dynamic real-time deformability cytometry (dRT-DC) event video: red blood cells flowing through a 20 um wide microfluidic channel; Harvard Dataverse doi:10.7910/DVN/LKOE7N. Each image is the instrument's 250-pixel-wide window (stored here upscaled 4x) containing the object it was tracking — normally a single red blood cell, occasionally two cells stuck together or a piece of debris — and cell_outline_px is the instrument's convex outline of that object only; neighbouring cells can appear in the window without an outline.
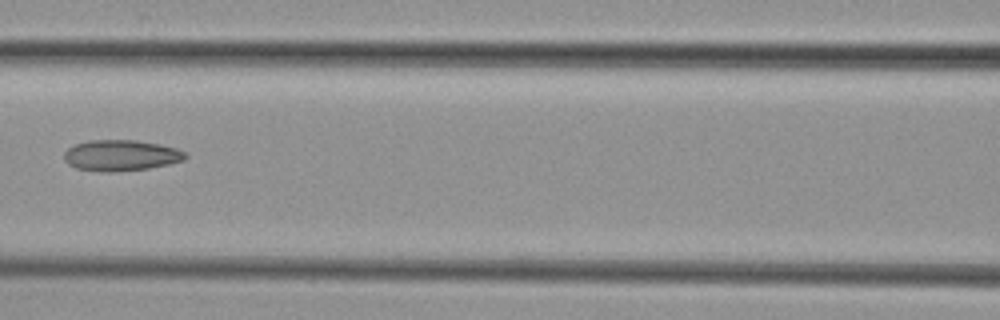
{"species": "common noctule bat (a hibernating species)", "species_latin": "Nyctalus noctula", "temperature_condition": "cold", "stored_images_in_passage": 6, "camera_frame_rate_fps": 3000, "um_per_image_px": 0.085, "animal": {"sex": "female", "body_mass_g": 29.2, "forearm_length_mm": 56.3}, "frame": {"image": 1, "passage_image": 5, "time_ms": 5.667, "image_size_px": [1000, 320], "cell_outline_px": [[188, 156], [184, 160], [168, 164], [148, 168], [108, 172], [76, 168], [68, 164], [64, 160], [64, 152], [68, 148], [76, 144], [88, 140], [136, 140], [160, 144], [176, 148], [184, 152]], "centroid_in_image_um": [10.27, 13.2], "position_along_channel_um": 156.3, "area_um2": 21.73}}
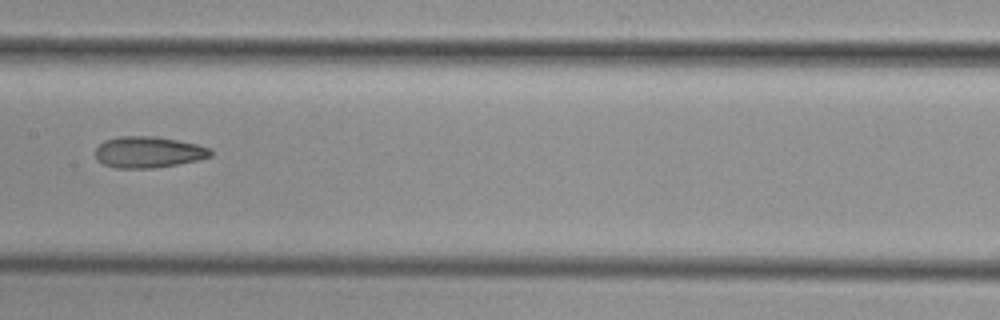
{"frame": {"image": 2, "passage_image": 6, "time_ms": 6.667, "image_size_px": [1000, 320], "cell_outline_px": [[212, 156], [200, 160], [152, 168], [116, 168], [104, 164], [96, 160], [96, 148], [104, 140], [120, 136], [156, 136], [196, 144], [212, 148]], "centroid_in_image_um": [12.62, 12.93], "position_along_channel_um": 194.8, "area_um2": 21.04}}